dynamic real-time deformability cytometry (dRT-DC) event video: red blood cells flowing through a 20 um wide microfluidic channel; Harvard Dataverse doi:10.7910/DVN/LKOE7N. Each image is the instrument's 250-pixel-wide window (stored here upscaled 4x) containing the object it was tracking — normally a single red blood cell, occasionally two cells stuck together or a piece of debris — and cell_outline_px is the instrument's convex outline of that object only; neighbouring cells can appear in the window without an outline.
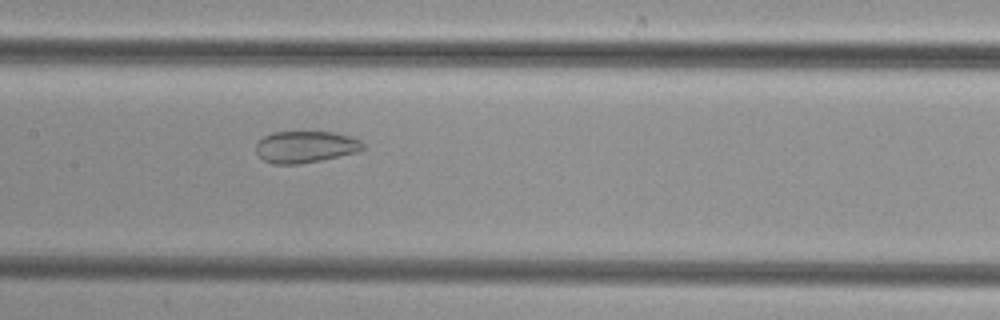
{"species": "common noctule bat (a hibernating species)", "species_latin": "Nyctalus noctula", "temperature_condition": "cold", "stored_images_in_passage": 45, "camera_frame_rate_fps": 3000, "um_per_image_px": 0.085, "animal": {"sex": "female", "body_mass_g": 29.2, "forearm_length_mm": 56.3}, "frame": {"image": 1, "passage_image": 19, "time_ms": 6.0, "image_size_px": [1000, 320], "cell_outline_px": [[364, 148], [356, 152], [320, 160], [300, 164], [272, 164], [264, 160], [256, 152], [256, 144], [264, 136], [272, 132], [332, 132], [352, 136], [360, 140], [364, 144]], "centroid_in_image_um": [25.96, 12.48], "position_along_channel_um": 181.4, "area_um2": 19.71}}
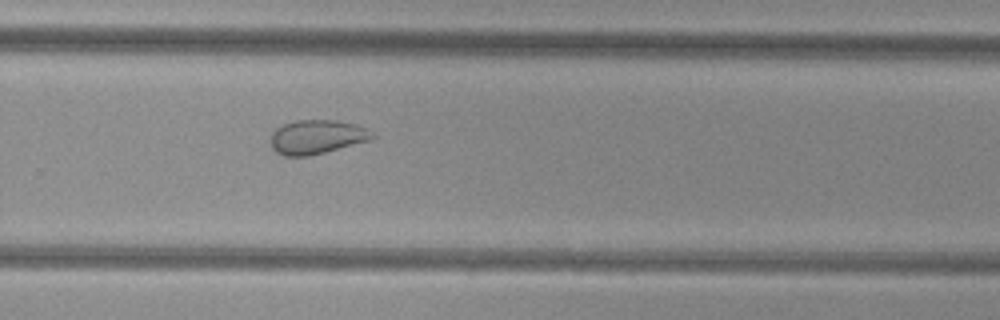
{"frame": {"image": 2, "passage_image": 28, "time_ms": 9.0, "image_size_px": [1000, 320], "cell_outline_px": [[376, 136], [368, 140], [324, 152], [308, 156], [284, 156], [276, 152], [268, 144], [268, 140], [272, 132], [276, 128], [284, 124], [296, 120], [336, 120], [356, 124], [368, 128]], "centroid_in_image_um": [26.87, 11.63], "position_along_channel_um": 302.9, "area_um2": 20.29}}
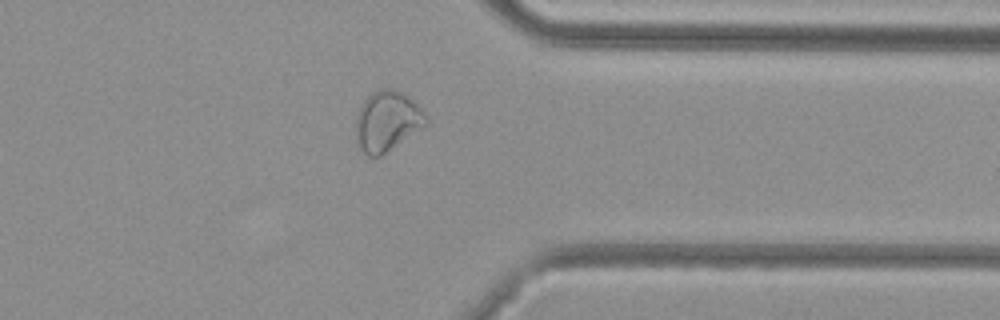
{"frame": {"image": 3, "passage_image": 34, "time_ms": 11.0, "image_size_px": [1000, 320], "cell_outline_px": [[428, 124], [380, 156], [368, 156], [360, 148], [356, 140], [356, 116], [360, 104], [372, 92], [380, 88], [396, 88], [416, 104], [428, 116]], "centroid_in_image_um": [32.89, 10.28], "position_along_channel_um": 378.5, "area_um2": 24.57}}